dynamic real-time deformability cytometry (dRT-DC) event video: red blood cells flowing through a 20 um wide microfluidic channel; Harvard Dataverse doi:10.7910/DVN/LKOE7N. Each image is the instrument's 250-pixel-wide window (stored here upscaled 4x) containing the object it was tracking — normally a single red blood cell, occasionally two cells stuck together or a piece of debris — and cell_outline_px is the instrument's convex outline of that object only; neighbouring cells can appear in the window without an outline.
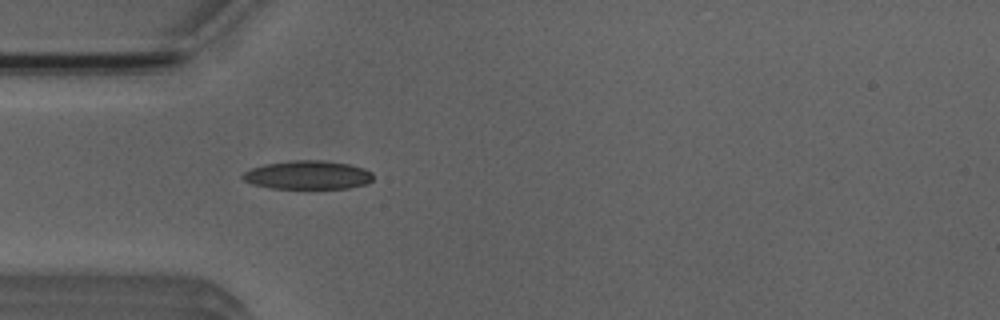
{"species": "Egyptian fruit bat (a non-hibernating species)", "species_latin": "Rousettus aegyptiacus", "temperature_condition": "room temperature", "stored_images_in_passage": 10, "camera_frame_rate_fps": 3000, "um_per_image_px": 0.085, "animal": {"sex": "male"}, "frame": {"image": 1, "passage_image": 4, "time_ms": 1.0, "image_size_px": [1000, 320], "cell_outline_px": [[372, 180], [364, 184], [348, 188], [272, 188], [252, 184], [244, 180], [240, 176], [244, 172], [252, 168], [264, 164], [288, 160], [324, 160], [348, 164], [364, 168], [372, 172]], "centroid_in_image_um": [26.14, 14.86], "position_along_channel_um": 58.9, "area_um2": 21.73}}